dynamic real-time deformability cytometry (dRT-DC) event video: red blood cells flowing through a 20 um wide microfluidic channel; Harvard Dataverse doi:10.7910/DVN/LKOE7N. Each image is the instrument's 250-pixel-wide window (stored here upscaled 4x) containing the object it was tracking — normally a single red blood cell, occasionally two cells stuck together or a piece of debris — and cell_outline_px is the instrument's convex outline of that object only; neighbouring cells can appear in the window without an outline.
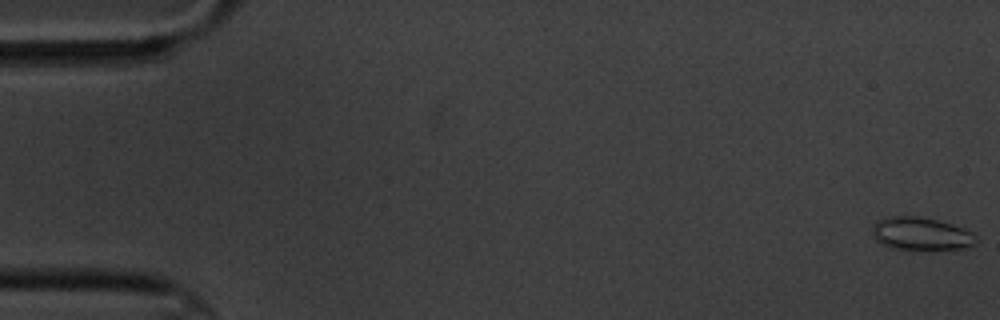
{"species": "common noctule bat (a hibernating species)", "species_latin": "Nyctalus noctula", "temperature_condition": "cold", "stored_images_in_passage": 6, "camera_frame_rate_fps": 3000, "um_per_image_px": 0.085, "animal": {"sex": "male", "body_mass_g": 20.1, "forearm_length_mm": 53.5}, "frame": {"image": 1, "passage_image": 1, "time_ms": 0.0, "image_size_px": [1000, 320], "cell_outline_px": [[980, 240], [976, 244], [964, 248], [932, 252], [928, 252], [888, 248], [876, 240], [872, 236], [872, 228], [876, 220], [888, 216], [916, 216], [936, 220], [952, 224], [964, 228], [972, 232]], "centroid_in_image_um": [78.31, 19.92], "position_along_channel_um": 6.7, "area_um2": 20.92}}
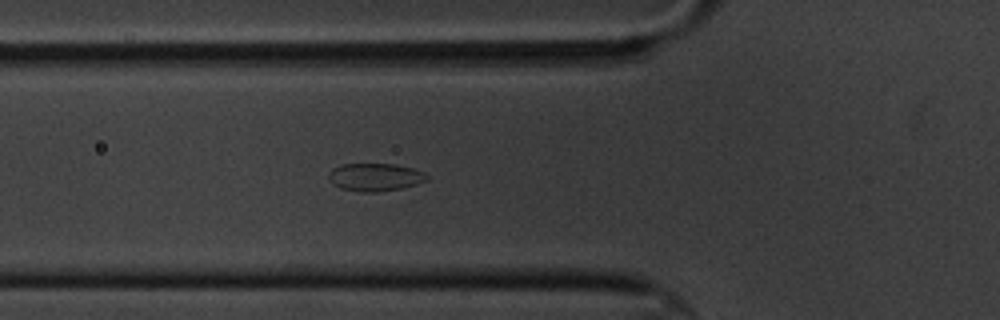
{"frame": {"image": 2, "passage_image": 6, "time_ms": 6.667, "image_size_px": [1000, 320], "cell_outline_px": [[428, 180], [416, 184], [400, 188], [376, 192], [360, 192], [340, 188], [332, 184], [328, 176], [328, 172], [332, 168], [340, 164], [396, 164], [412, 168], [424, 172], [428, 176]], "centroid_in_image_um": [31.85, 15.05], "position_along_channel_um": 93.9, "area_um2": 16.01}}